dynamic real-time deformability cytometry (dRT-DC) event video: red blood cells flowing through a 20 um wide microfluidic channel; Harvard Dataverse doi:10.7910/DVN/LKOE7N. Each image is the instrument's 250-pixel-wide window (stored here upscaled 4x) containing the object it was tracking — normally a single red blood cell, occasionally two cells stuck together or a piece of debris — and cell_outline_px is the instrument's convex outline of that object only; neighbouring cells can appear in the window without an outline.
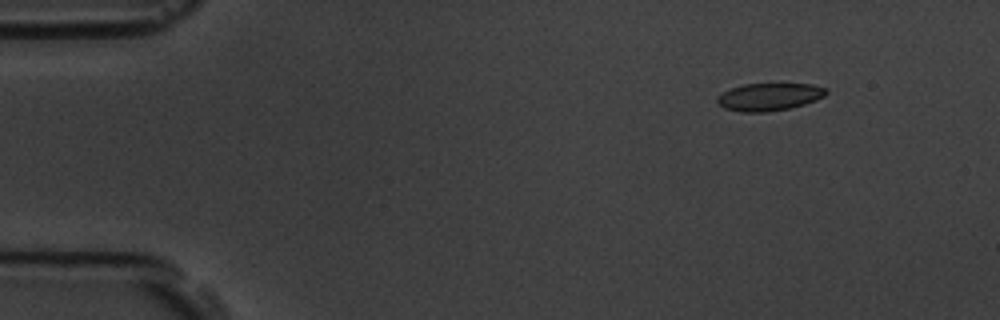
{"species": "common noctule bat (a hibernating species)", "species_latin": "Nyctalus noctula", "temperature_condition": "room temperature", "stored_images_in_passage": 5, "segment_of_instrument_passage": [1, 2], "camera_frame_rate_fps": 3000, "um_per_image_px": 0.085, "animal": {"sex": "male", "body_mass_g": 19.5, "forearm_length_mm": 54.6}, "frame": {"image": 1, "passage_image": 1, "time_ms": 0.0, "image_size_px": [1000, 320], "cell_outline_px": [[828, 92], [824, 96], [816, 100], [804, 104], [788, 108], [764, 112], [740, 112], [724, 108], [716, 100], [716, 96], [732, 88], [744, 84], [812, 84], [828, 88]], "centroid_in_image_um": [65.39, 8.23], "position_along_channel_um": 19.6, "area_um2": 17.4}}
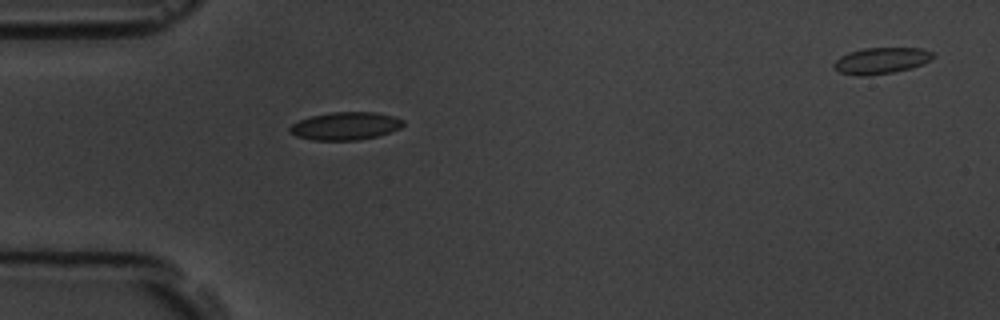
{"frame": {"image": 2, "passage_image": 4, "time_ms": 3.333, "image_size_px": [1000, 320], "cell_outline_px": [[404, 124], [400, 128], [376, 136], [360, 140], [312, 140], [296, 136], [288, 132], [288, 128], [292, 124], [300, 120], [312, 116], [332, 112], [376, 112], [392, 116], [404, 120]], "centroid_in_image_um": [29.33, 10.71], "position_along_channel_um": 55.7, "area_um2": 18.32}}